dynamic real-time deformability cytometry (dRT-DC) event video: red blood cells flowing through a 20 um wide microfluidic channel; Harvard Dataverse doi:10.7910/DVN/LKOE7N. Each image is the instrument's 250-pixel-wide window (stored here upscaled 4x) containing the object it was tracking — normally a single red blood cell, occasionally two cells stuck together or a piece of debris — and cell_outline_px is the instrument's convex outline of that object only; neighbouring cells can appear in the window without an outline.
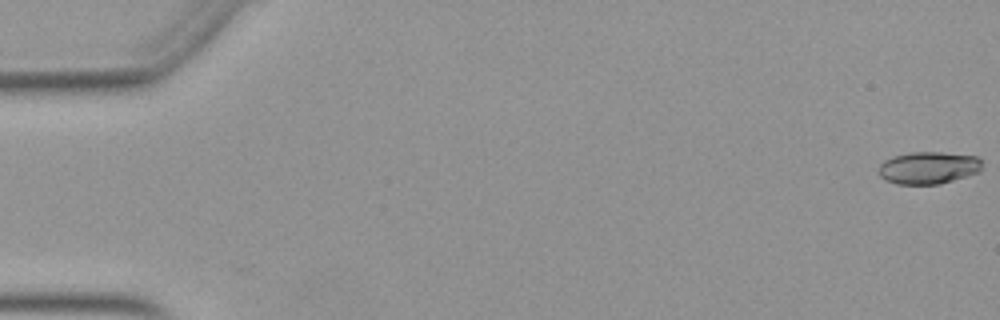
{"species": "Egyptian fruit bat (a non-hibernating species)", "species_latin": "Rousettus aegyptiacus", "temperature_condition": "warm", "stored_images_in_passage": 53, "camera_frame_rate_fps": 3000, "um_per_image_px": 0.085, "animal": {"sex": "female"}, "frame": {"image": 1, "passage_image": 1, "time_ms": 0.0, "image_size_px": [1000, 320], "cell_outline_px": [[984, 168], [980, 172], [940, 184], [896, 184], [884, 180], [880, 176], [880, 164], [884, 160], [892, 156], [908, 152], [944, 152], [976, 156], [980, 160]], "centroid_in_image_um": [78.93, 14.26], "position_along_channel_um": 6.1, "area_um2": 19.71}}
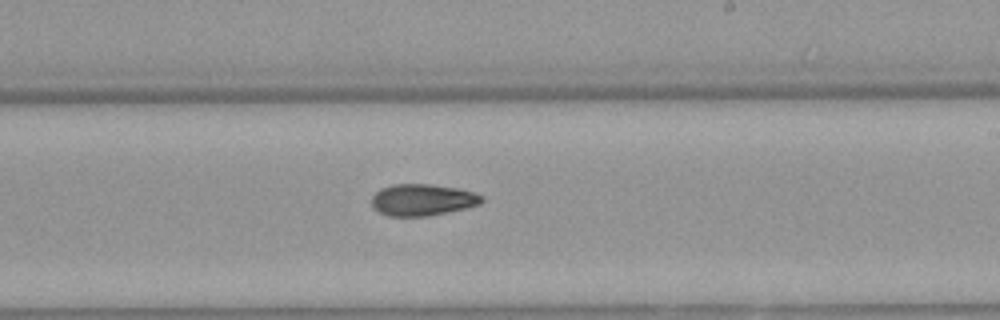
{"frame": {"image": 2, "passage_image": 32, "time_ms": 10.333, "image_size_px": [1000, 320], "cell_outline_px": [[484, 200], [480, 204], [464, 208], [428, 216], [388, 216], [372, 208], [372, 196], [380, 188], [392, 184], [432, 184], [456, 188], [472, 192], [484, 196]], "centroid_in_image_um": [35.88, 16.98], "position_along_channel_um": 253.1, "area_um2": 20.29}}
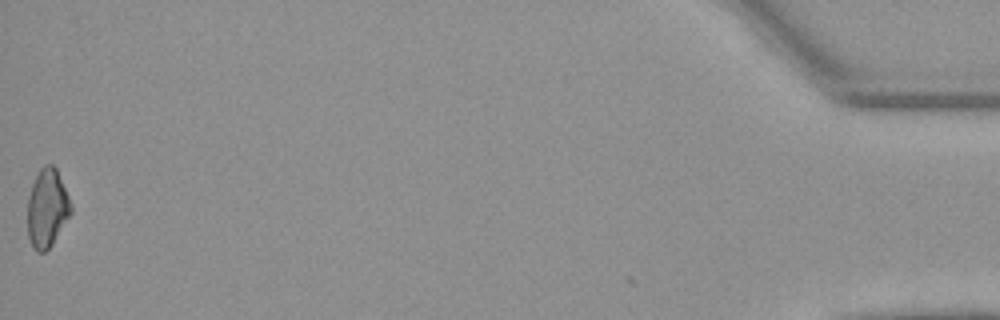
{"frame": {"image": 3, "passage_image": 53, "time_ms": 17.333, "image_size_px": [1000, 320], "cell_outline_px": [[72, 212], [52, 244], [44, 252], [36, 252], [32, 248], [28, 236], [28, 196], [32, 184], [40, 168], [44, 164], [52, 164], [56, 168], [68, 196], [72, 208]], "centroid_in_image_um": [3.99, 17.7], "position_along_channel_um": 431.2, "area_um2": 19.71}, "authors_computed_cell_mechanics": {"area_um2": 20.1144, "velocity_mm_per_s": 3.9384, "shape_relaxation_time_tau1_ms": null, "shape_relaxation_time_tau2_ms": 6.2893, "deformation_change_tau1": null, "deformation_change_tau2": 0.1438}}